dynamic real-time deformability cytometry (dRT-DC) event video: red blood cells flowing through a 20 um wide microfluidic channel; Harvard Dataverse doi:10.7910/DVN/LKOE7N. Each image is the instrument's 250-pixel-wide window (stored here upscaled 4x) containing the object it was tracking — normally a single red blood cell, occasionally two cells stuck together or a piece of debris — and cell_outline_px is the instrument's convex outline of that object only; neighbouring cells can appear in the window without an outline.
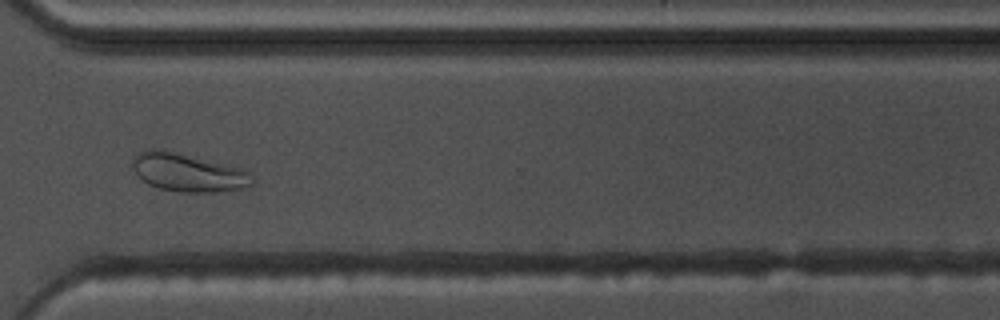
{"species": "common noctule bat (a hibernating species)", "species_latin": "Nyctalus noctula", "temperature_condition": "warm", "stored_images_in_passage": 37, "camera_frame_rate_fps": 3000, "um_per_image_px": 0.085, "animal": {"sex": "male", "body_mass_g": 17.5, "forearm_length_mm": 52.3}, "frame": {"image": 1, "passage_image": 27, "time_ms": 8.667, "image_size_px": [1000, 320], "cell_outline_px": [[256, 180], [252, 184], [240, 188], [212, 192], [180, 192], [156, 188], [148, 184], [132, 168], [132, 160], [140, 152], [152, 148], [160, 148], [228, 164], [240, 168], [248, 172]], "centroid_in_image_um": [15.97, 14.65], "position_along_channel_um": 354.6, "area_um2": 26.65}, "authors_computed_cell_mechanics": {"area_um2": 22.5998, "velocity_mm_per_s": 3.6473, "shape_relaxation_time_tau1_ms": null, "shape_relaxation_time_tau2_ms": 2.6987, "deformation_change_tau1": null, "deformation_change_tau2": 0.0911}}